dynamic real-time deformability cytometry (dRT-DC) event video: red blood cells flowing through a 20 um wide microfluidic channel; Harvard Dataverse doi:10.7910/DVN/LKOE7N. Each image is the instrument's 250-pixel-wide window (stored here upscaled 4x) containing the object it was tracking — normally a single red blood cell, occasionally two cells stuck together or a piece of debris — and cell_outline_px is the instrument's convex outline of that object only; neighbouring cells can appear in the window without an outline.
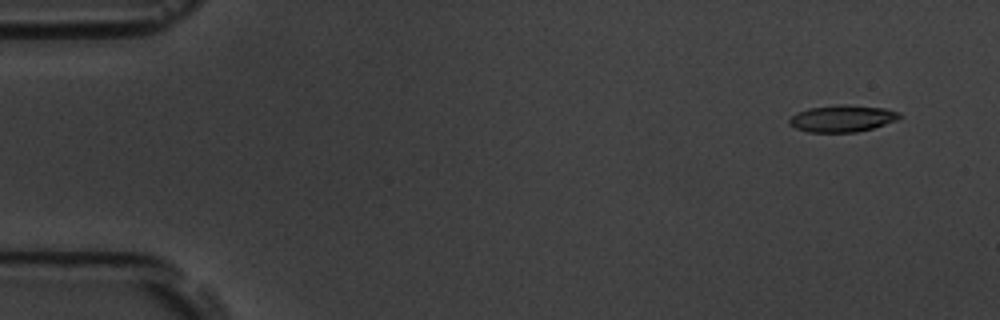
{"species": "common noctule bat (a hibernating species)", "species_latin": "Nyctalus noctula", "temperature_condition": "room temperature", "stored_images_in_passage": 5, "camera_frame_rate_fps": 3000, "um_per_image_px": 0.085, "animal": {"sex": "male", "body_mass_g": 19.5, "forearm_length_mm": 54.6}, "frame": {"image": 1, "passage_image": 2, "time_ms": 1.0, "image_size_px": [1000, 320], "cell_outline_px": [[904, 116], [900, 120], [872, 128], [856, 132], [808, 132], [796, 128], [788, 124], [788, 120], [796, 112], [808, 108], [836, 104], [848, 104], [884, 108], [900, 112]], "centroid_in_image_um": [71.63, 10.06], "position_along_channel_um": 13.4, "area_um2": 17.57}}
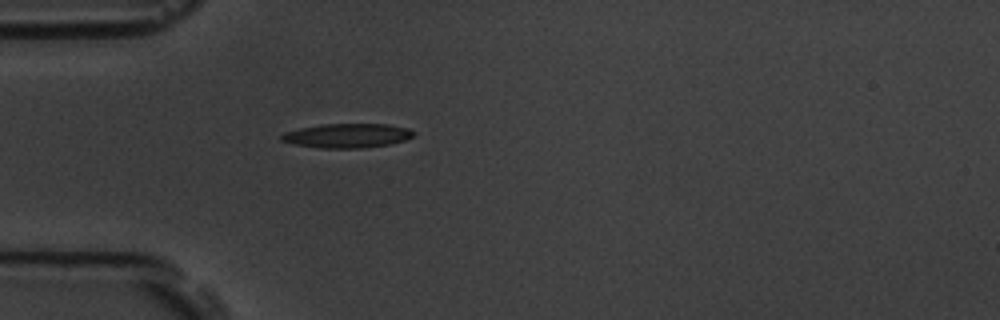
{"frame": {"image": 2, "passage_image": 5, "time_ms": 5.333, "image_size_px": [1000, 320], "cell_outline_px": [[416, 132], [412, 136], [404, 140], [388, 144], [360, 148], [320, 148], [292, 144], [280, 140], [280, 136], [284, 132], [300, 128], [320, 124], [388, 124], [408, 128]], "centroid_in_image_um": [29.47, 11.52], "position_along_channel_um": 55.5, "area_um2": 18.67}}